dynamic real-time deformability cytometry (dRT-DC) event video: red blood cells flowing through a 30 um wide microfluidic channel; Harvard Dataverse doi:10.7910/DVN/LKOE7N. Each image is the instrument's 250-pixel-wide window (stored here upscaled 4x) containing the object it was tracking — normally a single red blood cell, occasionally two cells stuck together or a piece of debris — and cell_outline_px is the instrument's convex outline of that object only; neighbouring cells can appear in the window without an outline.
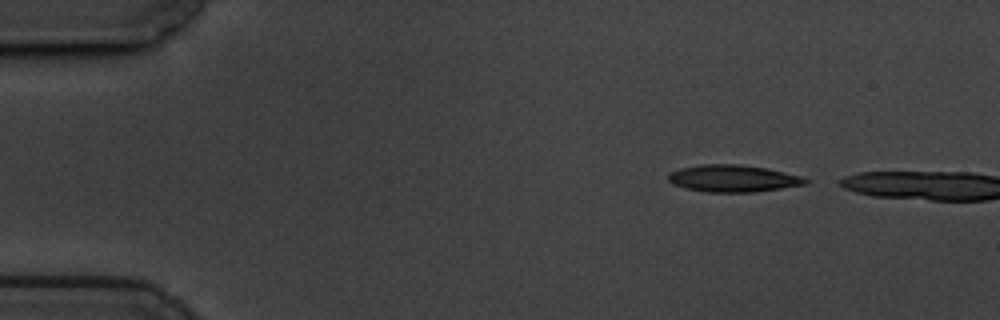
{"species": "common noctule bat (a hibernating species)", "species_latin": "Nyctalus noctula", "temperature_condition": "cold", "stored_images_in_passage": 2, "camera_frame_rate_fps": 3000, "um_per_image_px": 0.085, "animal": {"sex": "male", "body_mass_g": 19.5, "forearm_length_mm": 54.6}, "frame": {"image": 1, "passage_image": 1, "time_ms": 0.0, "image_size_px": [1000, 320], "cell_outline_px": [[812, 180], [808, 184], [756, 192], [704, 192], [684, 188], [672, 184], [668, 180], [668, 172], [680, 168], [700, 164], [740, 164], [764, 168], [800, 176]], "centroid_in_image_um": [62.28, 15.17], "position_along_channel_um": 22.7, "area_um2": 21.79}}